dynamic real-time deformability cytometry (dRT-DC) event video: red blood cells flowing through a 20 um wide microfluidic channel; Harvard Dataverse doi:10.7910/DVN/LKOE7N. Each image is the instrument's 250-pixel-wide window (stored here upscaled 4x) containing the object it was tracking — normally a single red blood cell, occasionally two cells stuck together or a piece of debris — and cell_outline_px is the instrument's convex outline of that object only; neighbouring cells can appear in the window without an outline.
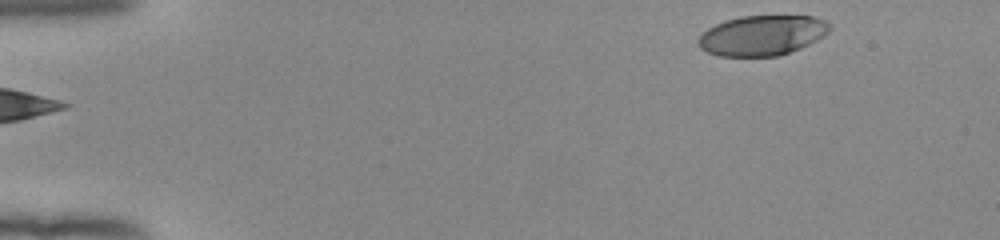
{"species": "human", "species_latin": "Homo sapiens", "temperature_condition": "room temperature", "stored_images_in_passage": 48, "camera_frame_rate_fps": 3000, "um_per_image_px": 0.085, "donor": {"sex": "female"}, "frame": {"image": 1, "passage_image": 1, "time_ms": 0.0, "image_size_px": [1000, 240], "cell_outline_px": [[832, 28], [824, 36], [800, 48], [780, 56], [720, 56], [708, 52], [700, 48], [696, 40], [708, 28], [724, 20], [740, 16], [816, 16], [832, 24]], "centroid_in_image_um": [64.8, 3.0], "position_along_channel_um": 20.2, "area_um2": 30.87}}
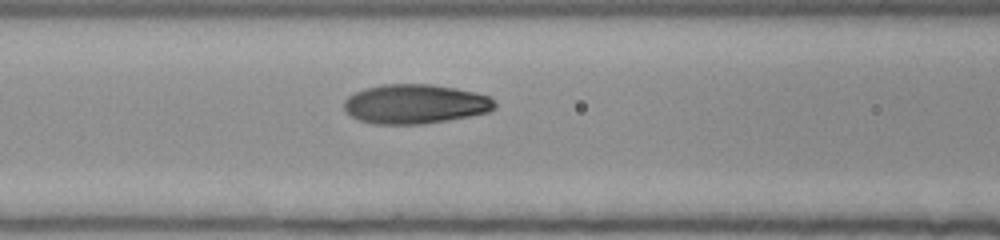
{"frame": {"image": 2, "passage_image": 18, "time_ms": 5.667, "image_size_px": [1000, 240], "cell_outline_px": [[496, 108], [488, 112], [448, 120], [424, 124], [372, 124], [360, 120], [352, 116], [344, 108], [344, 100], [348, 96], [364, 88], [384, 84], [432, 84], [456, 88], [476, 92], [488, 96], [496, 104]], "centroid_in_image_um": [35.29, 8.84], "position_along_channel_um": 131.3, "area_um2": 34.62}}
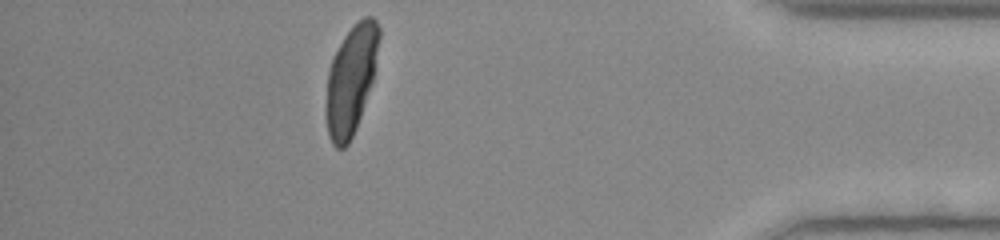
{"frame": {"image": 3, "passage_image": 42, "time_ms": 13.667, "image_size_px": [1000, 240], "cell_outline_px": [[380, 36], [372, 80], [356, 128], [348, 144], [344, 148], [336, 148], [332, 144], [328, 136], [324, 112], [324, 104], [328, 72], [332, 60], [344, 36], [364, 16], [372, 16], [376, 20], [380, 28]], "centroid_in_image_um": [29.8, 6.83], "position_along_channel_um": 405.4, "area_um2": 33.35}, "authors_computed_cell_mechanics": {"area_um2": 33.8708, "velocity_mm_per_s": 3.9306, "shape_relaxation_time_tau1_ms": 4.2363, "shape_relaxation_time_tau2_ms": null, "deformation_change_tau1": 0.2078, "deformation_change_tau2": null}}